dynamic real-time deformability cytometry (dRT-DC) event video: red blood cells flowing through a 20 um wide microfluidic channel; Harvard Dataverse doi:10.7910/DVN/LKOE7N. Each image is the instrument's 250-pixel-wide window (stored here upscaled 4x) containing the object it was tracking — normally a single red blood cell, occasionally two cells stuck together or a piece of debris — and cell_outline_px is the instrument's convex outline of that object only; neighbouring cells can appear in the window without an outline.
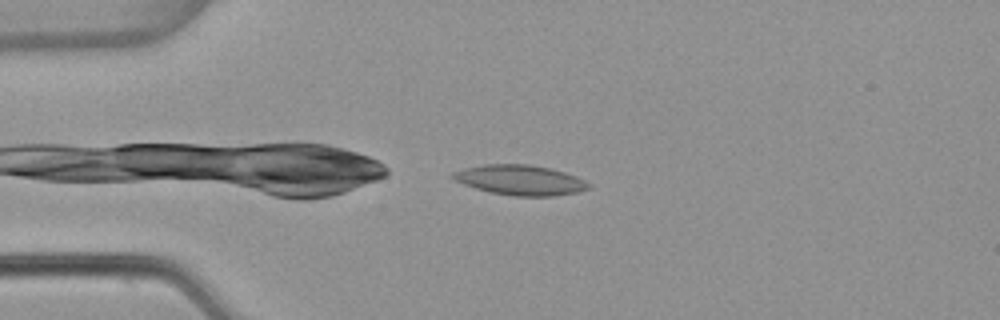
{"species": "common noctule bat (a hibernating species)", "species_latin": "Nyctalus noctula", "temperature_condition": "warm", "stored_images_in_passage": 4, "camera_frame_rate_fps": 3000, "um_per_image_px": 0.085, "animal": {"sex": "female", "body_mass_g": 22.7, "forearm_length_mm": 54.2}, "frame": {"image": 1, "passage_image": 1, "time_ms": 0.0, "image_size_px": [1000, 320], "cell_outline_px": [[592, 188], [576, 192], [552, 196], [512, 196], [492, 192], [476, 188], [464, 184], [448, 176], [452, 172], [464, 168], [484, 164], [528, 164], [552, 168], [576, 176], [592, 184]], "centroid_in_image_um": [44.23, 15.3], "position_along_channel_um": 40.8, "area_um2": 23.87}}
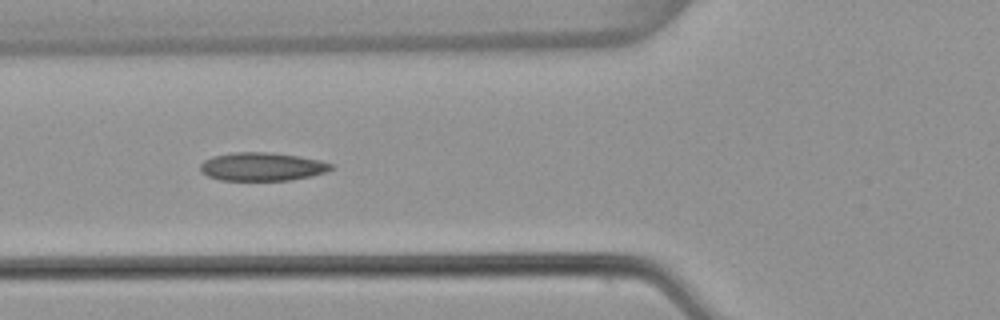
{"frame": {"image": 2, "passage_image": 3, "time_ms": 0.667, "image_size_px": [1000, 320], "cell_outline_px": [[332, 168], [328, 172], [312, 176], [288, 180], [220, 180], [208, 176], [200, 172], [200, 164], [204, 160], [212, 156], [232, 152], [272, 152], [300, 156], [320, 160], [332, 164]], "centroid_in_image_um": [22.27, 14.16], "position_along_channel_um": 103.5, "area_um2": 21.79}}
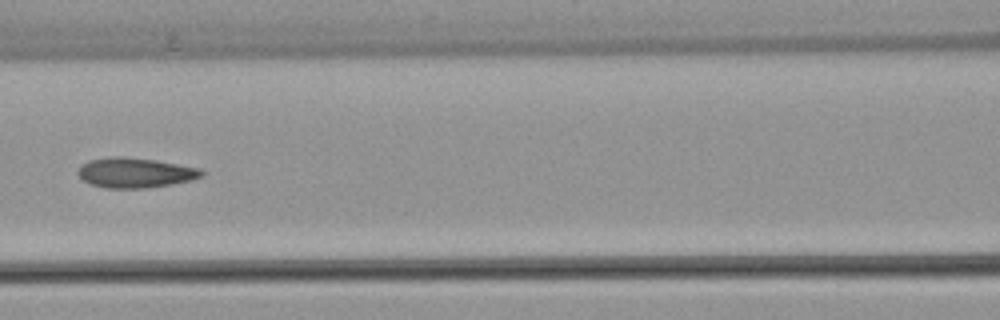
{"frame": {"image": 3, "passage_image": 4, "time_ms": 1.0, "image_size_px": [1000, 320], "cell_outline_px": [[204, 172], [200, 176], [192, 180], [172, 184], [144, 188], [104, 188], [92, 184], [84, 180], [76, 172], [80, 164], [88, 160], [112, 156], [124, 156], [156, 160], [200, 168]], "centroid_in_image_um": [11.45, 14.67], "position_along_channel_um": 155.1, "area_um2": 21.68}}